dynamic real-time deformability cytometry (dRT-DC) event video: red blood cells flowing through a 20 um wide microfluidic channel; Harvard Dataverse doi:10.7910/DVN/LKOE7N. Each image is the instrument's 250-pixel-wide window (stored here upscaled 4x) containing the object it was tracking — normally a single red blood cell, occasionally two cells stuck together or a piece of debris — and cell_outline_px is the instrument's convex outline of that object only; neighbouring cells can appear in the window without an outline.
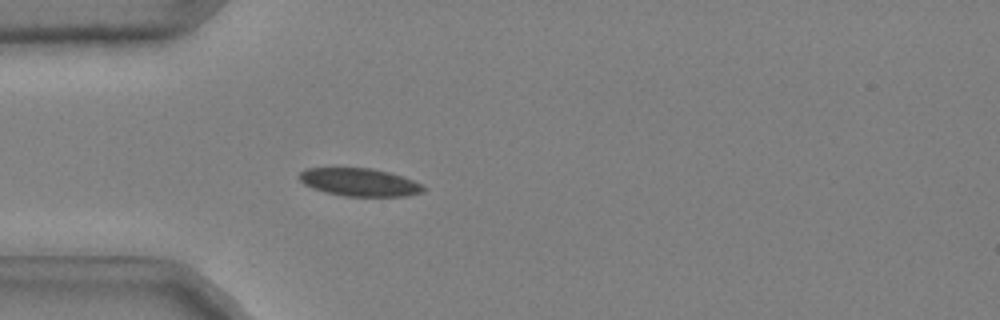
{"species": "common noctule bat (a hibernating species)", "species_latin": "Nyctalus noctula", "temperature_condition": "cold", "stored_images_in_passage": 42, "camera_frame_rate_fps": 3000, "um_per_image_px": 0.085, "animal": {"sex": "male", "body_mass_g": 20.4}, "frame": {"image": 1, "passage_image": 6, "time_ms": 1.667, "image_size_px": [1000, 320], "cell_outline_px": [[428, 188], [424, 192], [404, 196], [344, 196], [324, 192], [312, 188], [304, 184], [296, 176], [304, 168], [372, 168], [404, 176]], "centroid_in_image_um": [30.54, 15.49], "position_along_channel_um": 54.5, "area_um2": 20.35}}
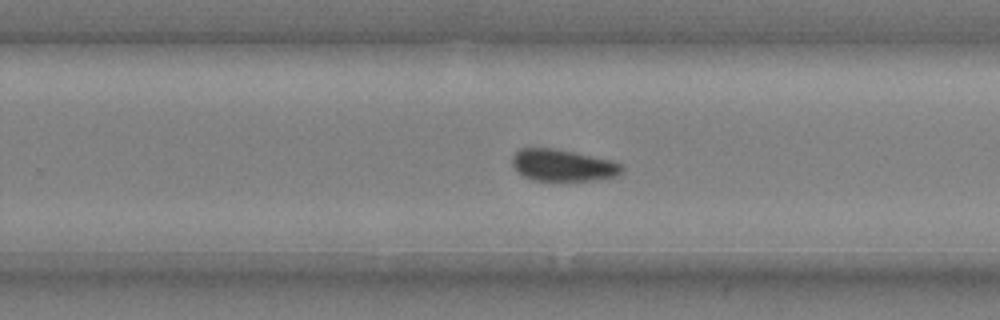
{"frame": {"image": 2, "passage_image": 25, "time_ms": 8.0, "image_size_px": [1000, 320], "cell_outline_px": [[624, 168], [620, 176], [596, 180], [560, 184], [532, 180], [524, 176], [512, 164], [512, 156], [520, 148], [556, 148], [612, 160], [624, 164]], "centroid_in_image_um": [47.91, 14.1], "position_along_channel_um": 281.9, "area_um2": 21.39}}
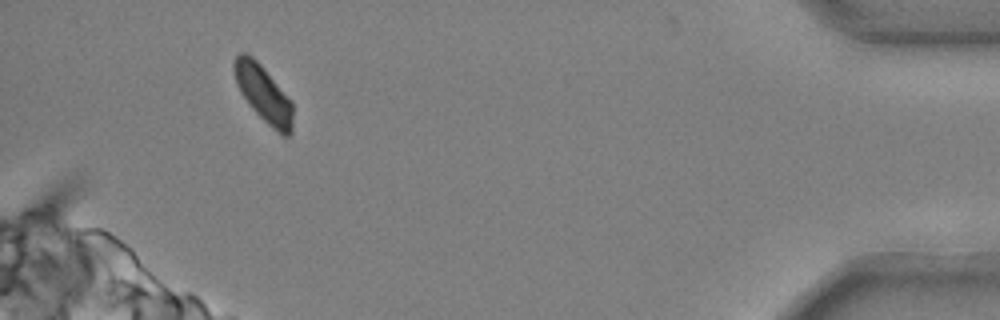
{"frame": {"image": 3, "passage_image": 40, "time_ms": 13.0, "image_size_px": [1000, 320], "cell_outline_px": [[292, 132], [288, 136], [284, 136], [276, 132], [252, 108], [240, 92], [236, 84], [232, 68], [232, 60], [240, 52], [244, 52], [252, 56], [260, 64], [292, 100]], "centroid_in_image_um": [22.37, 7.94], "position_along_channel_um": 412.8, "area_um2": 19.48}, "authors_computed_cell_mechanics": {"area_um2": 20.6057, "velocity_mm_per_s": 3.6862, "shape_relaxation_time_tau1_ms": null, "shape_relaxation_time_tau2_ms": 3.6854, "deformation_change_tau1": null, "deformation_change_tau2": 0.065}}